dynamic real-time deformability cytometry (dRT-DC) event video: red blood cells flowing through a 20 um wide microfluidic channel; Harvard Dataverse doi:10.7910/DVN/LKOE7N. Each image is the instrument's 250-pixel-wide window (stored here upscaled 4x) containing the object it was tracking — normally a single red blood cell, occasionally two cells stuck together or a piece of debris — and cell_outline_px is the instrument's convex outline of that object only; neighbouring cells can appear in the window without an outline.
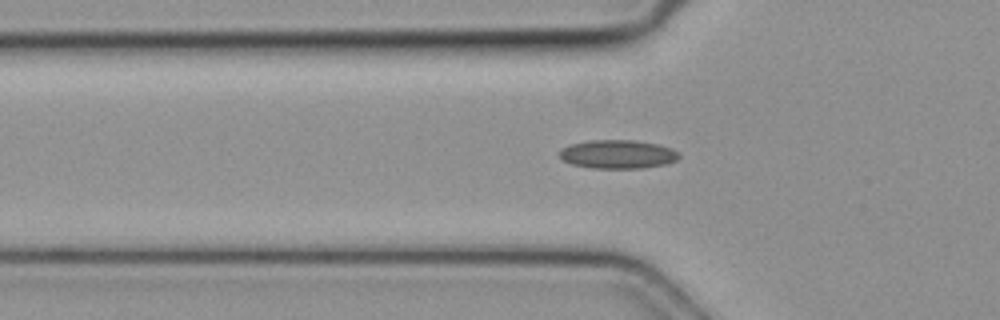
{"species": "common noctule bat (a hibernating species)", "species_latin": "Nyctalus noctula", "temperature_condition": "cold", "stored_images_in_passage": 38, "camera_frame_rate_fps": 3000, "um_per_image_px": 0.085, "animal": {"sex": "female", "body_mass_g": 19.3, "forearm_length_mm": 54.1}, "frame": {"image": 1, "passage_image": 9, "time_ms": 2.667, "image_size_px": [1000, 320], "cell_outline_px": [[680, 156], [676, 160], [668, 164], [644, 168], [592, 168], [572, 164], [560, 160], [560, 152], [568, 144], [588, 140], [632, 140], [660, 144], [672, 148], [680, 152]], "centroid_in_image_um": [52.54, 13.11], "position_along_channel_um": 73.3, "area_um2": 20.23}}
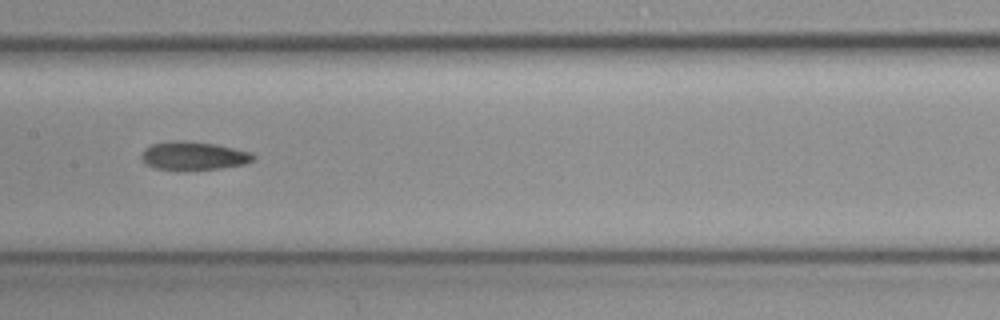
{"frame": {"image": 2, "passage_image": 18, "time_ms": 5.667, "image_size_px": [1000, 320], "cell_outline_px": [[256, 160], [244, 164], [220, 168], [184, 172], [176, 172], [156, 168], [144, 164], [140, 156], [144, 148], [152, 144], [168, 140], [184, 140], [216, 144], [252, 152], [256, 156]], "centroid_in_image_um": [16.42, 13.26], "position_along_channel_um": 191.0, "area_um2": 19.36}}
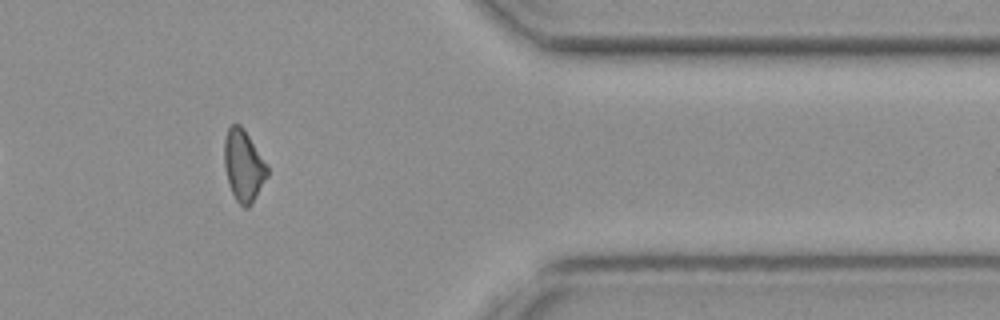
{"frame": {"image": 3, "passage_image": 35, "time_ms": 11.333, "image_size_px": [1000, 320], "cell_outline_px": [[268, 176], [252, 204], [248, 208], [244, 208], [236, 200], [228, 184], [224, 168], [224, 140], [228, 128], [232, 124], [240, 124], [244, 128], [268, 164]], "centroid_in_image_um": [20.71, 14.08], "position_along_channel_um": 390.7, "area_um2": 18.26}}